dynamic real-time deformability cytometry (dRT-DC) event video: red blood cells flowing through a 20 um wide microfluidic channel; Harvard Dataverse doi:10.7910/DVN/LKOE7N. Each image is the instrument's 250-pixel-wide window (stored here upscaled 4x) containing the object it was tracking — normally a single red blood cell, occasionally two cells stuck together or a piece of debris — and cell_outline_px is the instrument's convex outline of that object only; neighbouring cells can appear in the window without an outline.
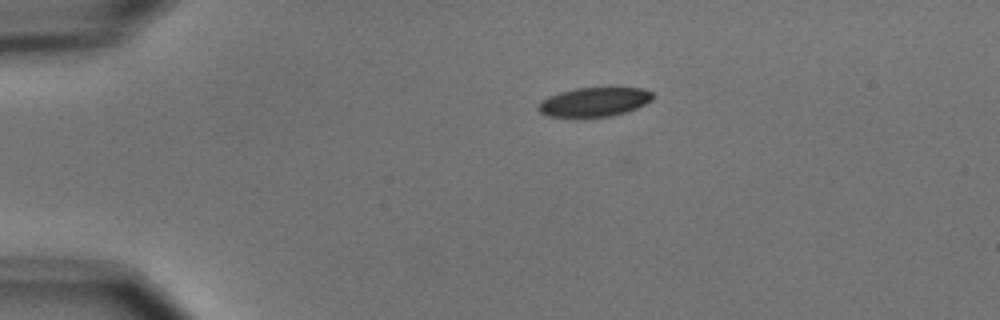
{"species": "common noctule bat (a hibernating species)", "species_latin": "Nyctalus noctula", "temperature_condition": "cold", "stored_images_in_passage": 6, "camera_frame_rate_fps": 3000, "um_per_image_px": 0.085, "animal": {"sex": "male", "body_mass_g": 15.6}, "frame": {"image": 1, "passage_image": 1, "time_ms": 0.0, "image_size_px": [1000, 320], "cell_outline_px": [[656, 96], [652, 100], [636, 108], [612, 116], [576, 120], [548, 116], [540, 112], [536, 108], [548, 96], [560, 92], [576, 88], [640, 88], [652, 92]], "centroid_in_image_um": [50.48, 8.71], "position_along_channel_um": 34.5, "area_um2": 20.0}}
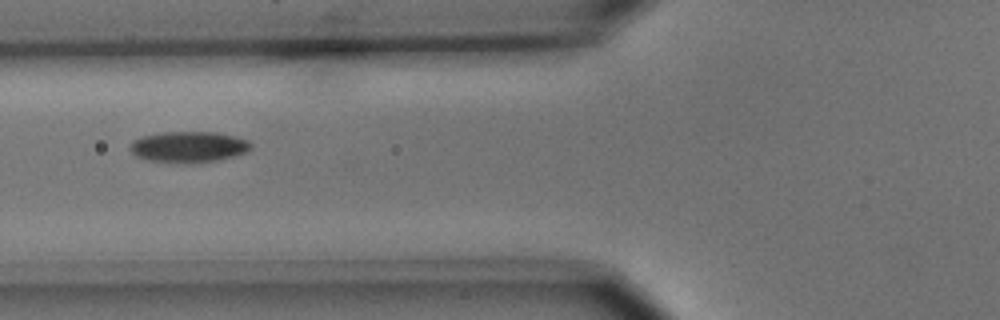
{"frame": {"image": 2, "passage_image": 4, "time_ms": 3.333, "image_size_px": [1000, 320], "cell_outline_px": [[252, 148], [248, 152], [216, 160], [196, 164], [192, 164], [144, 160], [136, 156], [128, 148], [132, 140], [140, 136], [160, 132], [216, 132], [236, 136], [248, 140], [252, 144]], "centroid_in_image_um": [16.01, 12.49], "position_along_channel_um": 109.8, "area_um2": 22.31}}
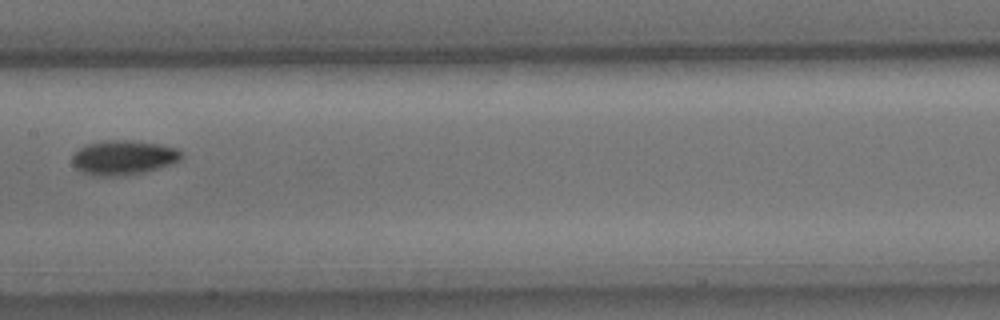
{"frame": {"image": 3, "passage_image": 6, "time_ms": 5.667, "image_size_px": [1000, 320], "cell_outline_px": [[184, 156], [180, 160], [172, 164], [144, 172], [116, 176], [92, 176], [76, 168], [72, 164], [72, 156], [80, 148], [88, 144], [104, 140], [132, 140], [160, 144], [176, 148]], "centroid_in_image_um": [10.5, 13.39], "position_along_channel_um": 196.9, "area_um2": 21.96}}